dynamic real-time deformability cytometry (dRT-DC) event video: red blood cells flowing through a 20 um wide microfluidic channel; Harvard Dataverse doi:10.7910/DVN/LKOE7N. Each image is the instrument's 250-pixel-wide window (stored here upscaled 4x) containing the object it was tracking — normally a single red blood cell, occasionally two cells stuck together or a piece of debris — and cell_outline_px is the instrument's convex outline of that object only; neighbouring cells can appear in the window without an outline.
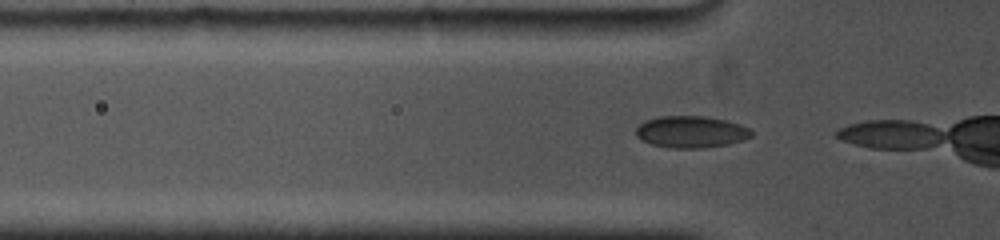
{"species": "common noctule bat (a hibernating species)", "species_latin": "Nyctalus noctula", "temperature_condition": "cold", "stored_images_in_passage": 6, "camera_frame_rate_fps": 5000, "um_per_image_px": 0.085, "animal": {"sex": "female", "body_mass_g": 19.0, "forearm_length_mm": 53.3}, "frame": {"image": 1, "passage_image": 4, "time_ms": 0.4, "image_size_px": [1000, 240], "cell_outline_px": [[752, 136], [744, 140], [728, 144], [700, 148], [672, 148], [652, 144], [640, 140], [636, 136], [636, 128], [644, 120], [660, 116], [704, 116], [724, 120], [740, 124], [748, 128], [752, 132]], "centroid_in_image_um": [58.71, 11.21], "position_along_channel_um": 67.1, "area_um2": 21.39}}